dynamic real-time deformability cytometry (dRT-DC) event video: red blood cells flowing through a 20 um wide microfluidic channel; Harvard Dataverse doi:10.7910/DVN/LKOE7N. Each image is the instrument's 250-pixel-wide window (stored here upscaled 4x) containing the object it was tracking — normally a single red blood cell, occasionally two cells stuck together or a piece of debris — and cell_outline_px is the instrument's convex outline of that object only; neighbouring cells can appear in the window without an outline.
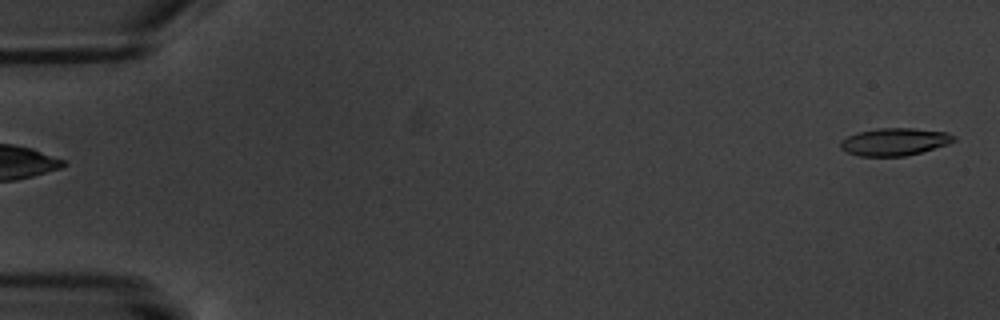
{"species": "common noctule bat (a hibernating species)", "species_latin": "Nyctalus noctula", "temperature_condition": "warm", "stored_images_in_passage": 6, "segment_of_instrument_passage": [2, 2], "camera_frame_rate_fps": 3000, "um_per_image_px": 0.085, "animal": {"sex": "male", "body_mass_g": 20.1, "forearm_length_mm": 53.5}, "frame": {"image": 1, "passage_image": 6, "time_ms": 7.0, "image_size_px": [1000, 320], "cell_outline_px": [[956, 140], [948, 144], [920, 152], [904, 156], [860, 156], [848, 152], [840, 148], [840, 140], [856, 132], [880, 128], [912, 128], [948, 132], [956, 136]], "centroid_in_image_um": [76.04, 12.04], "position_along_channel_um": 9.0, "area_um2": 18.15}}